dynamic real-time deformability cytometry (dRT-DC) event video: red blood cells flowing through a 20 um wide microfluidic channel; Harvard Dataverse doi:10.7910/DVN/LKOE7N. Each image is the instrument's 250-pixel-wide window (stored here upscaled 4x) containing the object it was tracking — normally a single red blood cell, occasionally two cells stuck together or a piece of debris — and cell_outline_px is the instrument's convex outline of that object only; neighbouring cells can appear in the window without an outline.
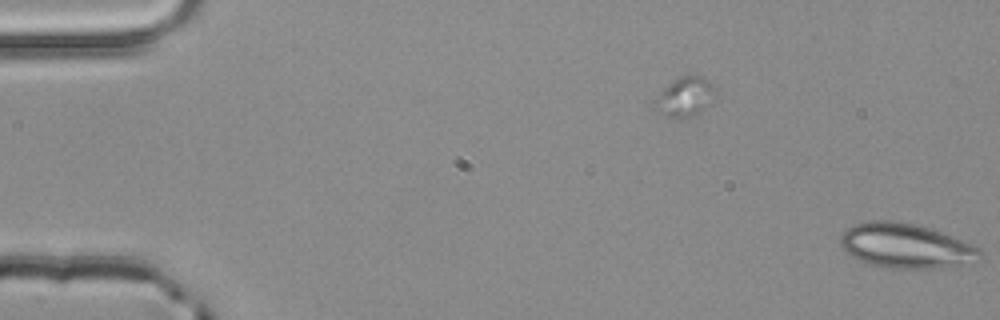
{"species": "common noctule bat (a hibernating species)", "species_latin": "Nyctalus noctula", "temperature_condition": "room temperature", "stored_images_in_passage": 3, "camera_frame_rate_fps": 3000, "um_per_image_px": 0.085, "animal": {"sex": "male", "body_mass_g": 20.4}, "frame": {"image": 1, "passage_image": 3, "time_ms": 0.667, "image_size_px": [1000, 320], "cell_outline_px": [[980, 260], [960, 264], [932, 268], [884, 268], [868, 264], [852, 256], [840, 248], [840, 236], [852, 224], [868, 220], [892, 220], [916, 224], [932, 228], [980, 248]], "centroid_in_image_um": [76.93, 20.88], "position_along_channel_um": 8.1, "area_um2": 36.36}}